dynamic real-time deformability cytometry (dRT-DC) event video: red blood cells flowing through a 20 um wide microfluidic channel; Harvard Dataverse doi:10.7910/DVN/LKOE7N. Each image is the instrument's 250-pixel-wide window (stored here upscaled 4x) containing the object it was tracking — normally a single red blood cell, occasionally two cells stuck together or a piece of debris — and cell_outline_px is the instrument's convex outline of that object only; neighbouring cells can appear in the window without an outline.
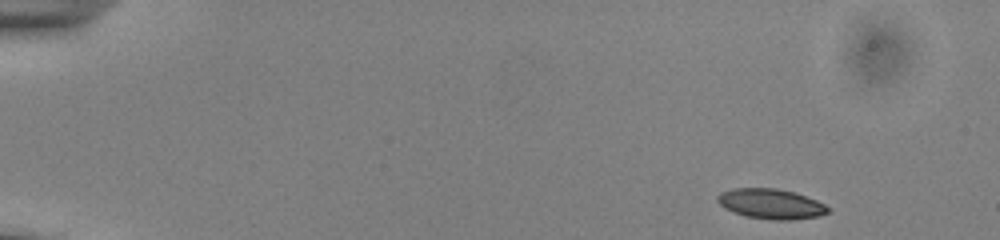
{"species": "common noctule bat (a hibernating species)", "species_latin": "Nyctalus noctula", "temperature_condition": "cold", "stored_images_in_passage": 49, "camera_frame_rate_fps": 3000, "um_per_image_px": 0.085, "animal": {"sex": "male", "body_mass_g": 13.0, "forearm_length_mm": 53.1}, "frame": {"image": 1, "passage_image": 1, "time_ms": 0.0, "image_size_px": [1000, 240], "cell_outline_px": [[828, 212], [820, 216], [788, 220], [772, 220], [748, 216], [732, 212], [724, 208], [716, 200], [716, 196], [720, 192], [732, 188], [776, 188], [792, 192], [816, 200], [824, 204], [828, 208]], "centroid_in_image_um": [65.47, 17.32], "position_along_channel_um": 19.5, "area_um2": 19.25}}
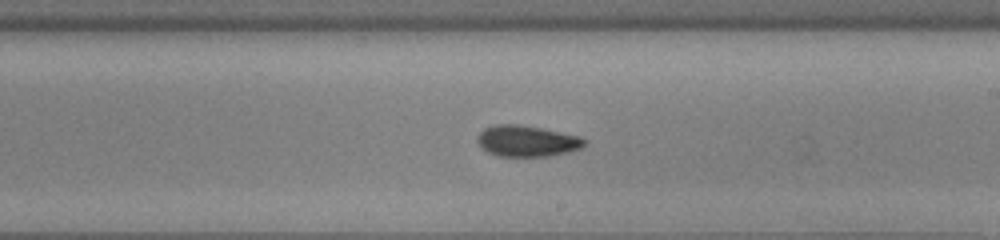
{"frame": {"image": 2, "passage_image": 28, "time_ms": 9.0, "image_size_px": [1000, 240], "cell_outline_px": [[588, 140], [580, 148], [568, 152], [552, 156], [496, 156], [488, 152], [476, 140], [480, 132], [484, 128], [492, 124], [516, 124], [540, 128], [580, 136]], "centroid_in_image_um": [44.79, 11.98], "position_along_channel_um": 244.2, "area_um2": 19.36}}
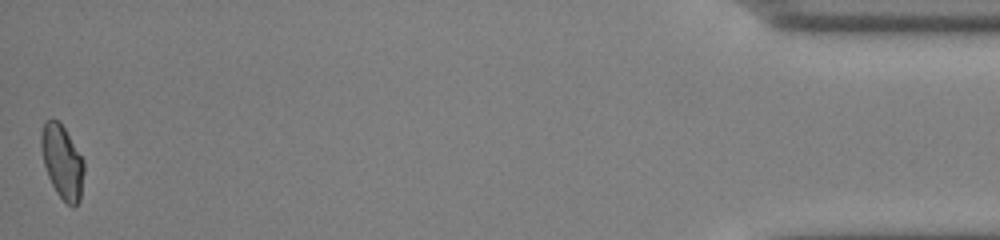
{"frame": {"image": 3, "passage_image": 49, "time_ms": 16.0, "image_size_px": [1000, 240], "cell_outline_px": [[84, 172], [80, 200], [72, 208], [56, 192], [48, 176], [44, 164], [40, 144], [40, 132], [44, 120], [60, 120], [84, 160]], "centroid_in_image_um": [5.28, 13.71], "position_along_channel_um": 429.9, "area_um2": 18.5}, "authors_computed_cell_mechanics": {"area_um2": 19.1318, "velocity_mm_per_s": 3.8607, "shape_relaxation_time_tau1_ms": 10.8567, "shape_relaxation_time_tau2_ms": 6.2621, "deformation_change_tau1": 0.1651, "deformation_change_tau2": 0.1091}}